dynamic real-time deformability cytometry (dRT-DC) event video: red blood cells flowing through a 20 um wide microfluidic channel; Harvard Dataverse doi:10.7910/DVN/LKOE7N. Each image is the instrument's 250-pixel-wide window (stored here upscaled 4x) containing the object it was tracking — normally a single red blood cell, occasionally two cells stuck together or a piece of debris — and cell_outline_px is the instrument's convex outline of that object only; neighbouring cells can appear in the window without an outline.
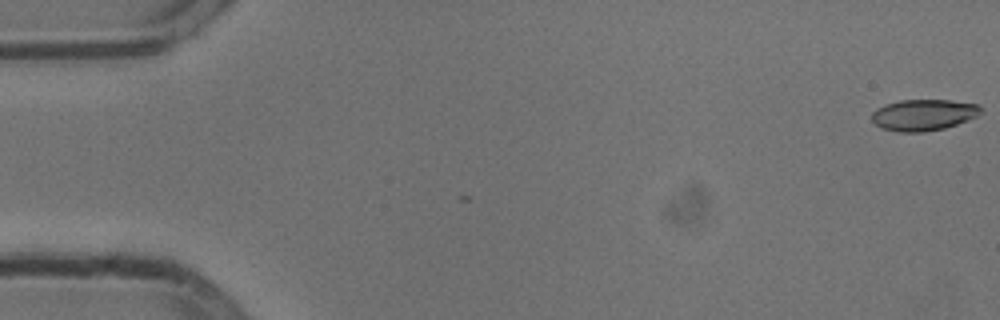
{"species": "common noctule bat (a hibernating species)", "species_latin": "Nyctalus noctula", "temperature_condition": "cold", "stored_images_in_passage": 4, "camera_frame_rate_fps": 3000, "um_per_image_px": 0.085, "animal": {"sex": "male", "body_mass_g": 13.3}, "frame": {"image": 1, "passage_image": 1, "time_ms": 0.0, "image_size_px": [1000, 320], "cell_outline_px": [[984, 112], [968, 120], [944, 128], [924, 132], [900, 132], [884, 128], [876, 124], [872, 120], [872, 112], [876, 108], [884, 104], [900, 100], [952, 100], [980, 104]], "centroid_in_image_um": [78.53, 9.75], "position_along_channel_um": 6.5, "area_um2": 20.0}}